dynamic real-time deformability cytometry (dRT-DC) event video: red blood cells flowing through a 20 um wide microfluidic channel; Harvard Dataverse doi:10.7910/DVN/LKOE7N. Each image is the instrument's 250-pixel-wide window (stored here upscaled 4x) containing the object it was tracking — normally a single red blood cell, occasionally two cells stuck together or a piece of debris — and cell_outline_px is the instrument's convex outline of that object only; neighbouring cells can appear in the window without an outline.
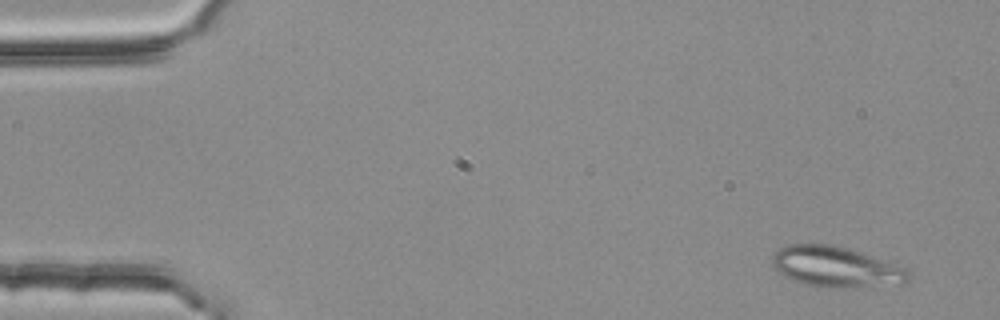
{"species": "common noctule bat (a hibernating species)", "species_latin": "Nyctalus noctula", "temperature_condition": "room temperature", "stored_images_in_passage": 5, "camera_frame_rate_fps": 3000, "um_per_image_px": 0.085, "animal": {"sex": "female", "body_mass_g": 25.1}, "frame": {"image": 1, "passage_image": 1, "time_ms": 0.0, "image_size_px": [1000, 320], "cell_outline_px": [[912, 280], [904, 284], [840, 288], [828, 288], [804, 284], [792, 280], [784, 276], [772, 264], [772, 256], [780, 248], [788, 244], [832, 244], [904, 268], [912, 276]], "centroid_in_image_um": [71.03, 22.71], "position_along_channel_um": 14.0, "area_um2": 31.79}}
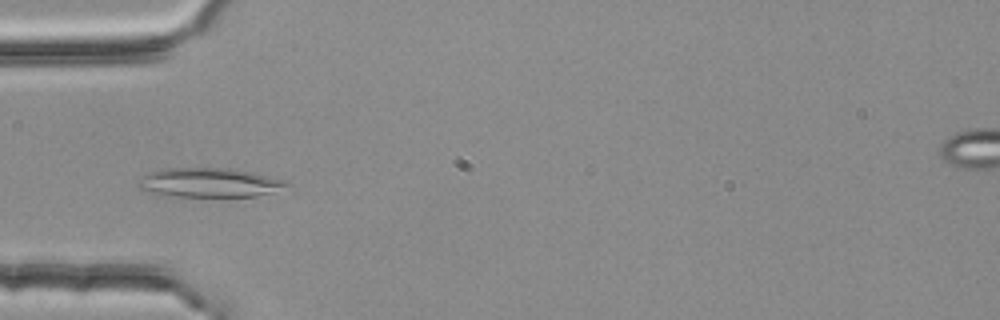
{"frame": {"image": 2, "passage_image": 4, "time_ms": 1.0, "image_size_px": [1000, 320], "cell_outline_px": [[292, 188], [256, 196], [160, 196], [136, 188], [136, 184], [148, 172], [160, 168], [228, 168], [248, 172], [284, 180], [292, 184]], "centroid_in_image_um": [17.76, 15.53], "position_along_channel_um": 67.2, "area_um2": 25.61}}